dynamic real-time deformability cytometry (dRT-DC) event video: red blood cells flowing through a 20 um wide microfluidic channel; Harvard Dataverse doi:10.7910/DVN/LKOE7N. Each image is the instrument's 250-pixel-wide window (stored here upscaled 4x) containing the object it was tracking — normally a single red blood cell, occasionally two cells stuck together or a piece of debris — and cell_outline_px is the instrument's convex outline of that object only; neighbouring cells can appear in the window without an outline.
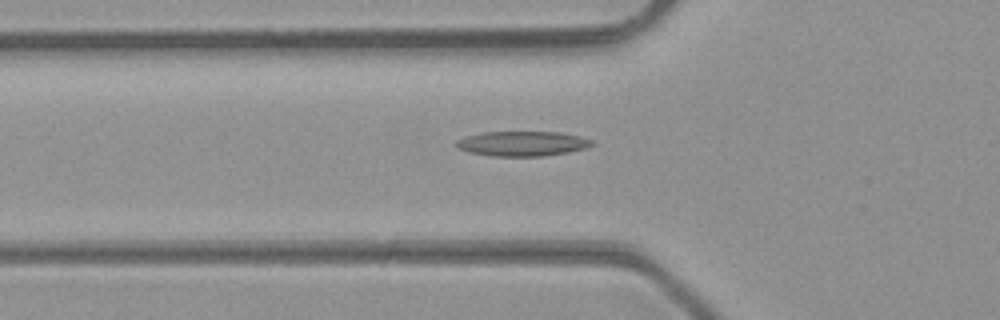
{"species": "common noctule bat (a hibernating species)", "species_latin": "Nyctalus noctula", "temperature_condition": "room temperature", "stored_images_in_passage": 38, "camera_frame_rate_fps": 3000, "um_per_image_px": 0.085, "animal": {"sex": "male", "body_mass_g": 23.1, "forearm_length_mm": 52.7}, "frame": {"image": 1, "passage_image": 11, "time_ms": 3.333, "image_size_px": [1000, 320], "cell_outline_px": [[596, 144], [584, 148], [568, 152], [544, 156], [492, 156], [468, 152], [456, 148], [456, 140], [468, 136], [484, 132], [560, 132], [580, 136], [592, 140]], "centroid_in_image_um": [44.4, 12.21], "position_along_channel_um": 81.4, "area_um2": 19.65}}
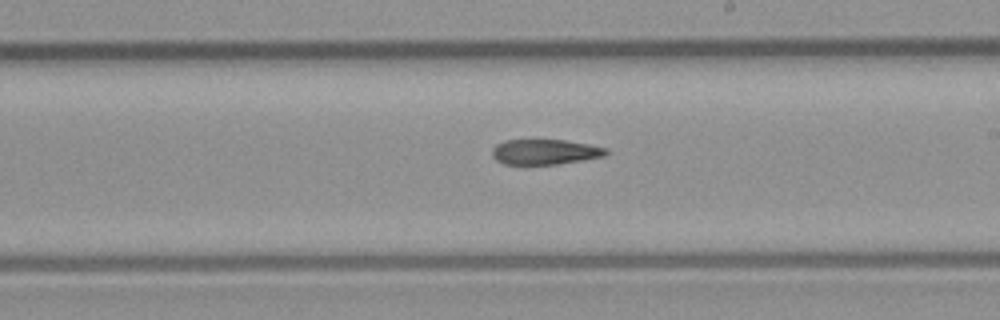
{"frame": {"image": 2, "passage_image": 22, "time_ms": 7.0, "image_size_px": [1000, 320], "cell_outline_px": [[608, 152], [604, 156], [556, 164], [504, 164], [496, 160], [492, 156], [492, 148], [496, 144], [504, 140], [564, 140], [588, 144], [608, 148]], "centroid_in_image_um": [46.29, 12.9], "position_along_channel_um": 242.7, "area_um2": 16.65}}
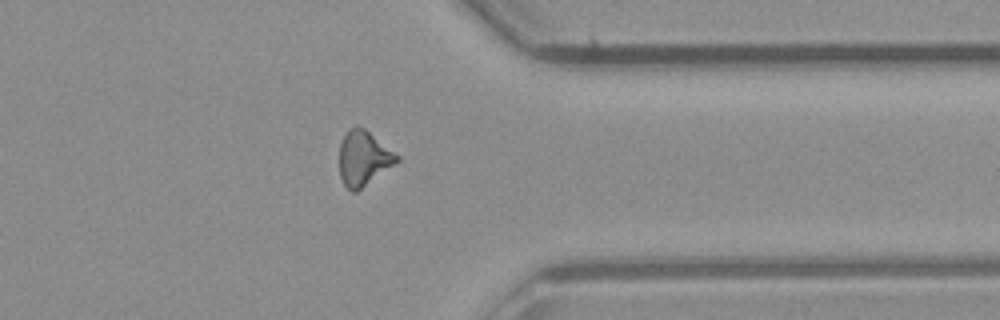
{"frame": {"image": 3, "passage_image": 32, "time_ms": 10.333, "image_size_px": [1000, 320], "cell_outline_px": [[400, 160], [356, 192], [352, 192], [344, 184], [340, 176], [340, 144], [344, 136], [352, 128], [364, 128], [400, 156]], "centroid_in_image_um": [30.91, 13.48], "position_along_channel_um": 380.5, "area_um2": 17.86}}